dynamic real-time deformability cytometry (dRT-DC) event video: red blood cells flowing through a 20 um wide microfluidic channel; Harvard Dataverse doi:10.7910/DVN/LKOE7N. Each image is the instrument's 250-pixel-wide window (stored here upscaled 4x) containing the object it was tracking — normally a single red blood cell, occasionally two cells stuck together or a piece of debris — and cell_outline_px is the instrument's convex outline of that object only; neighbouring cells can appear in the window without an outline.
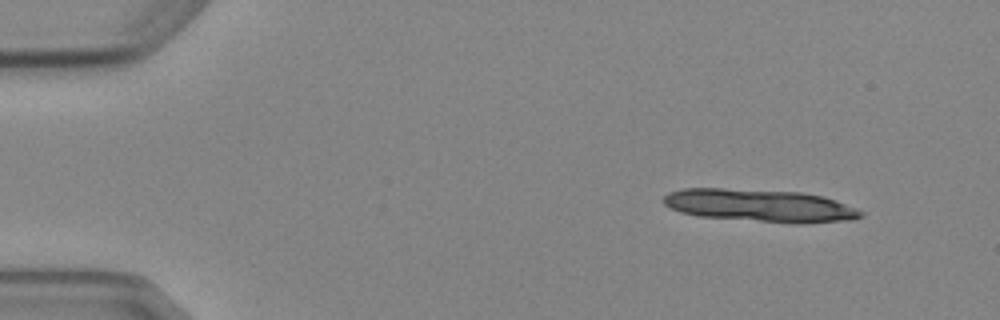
{"species": "Egyptian fruit bat (a non-hibernating species)", "species_latin": "Rousettus aegyptiacus", "temperature_condition": "cold", "stored_images_in_passage": 4, "camera_frame_rate_fps": 3000, "um_per_image_px": 0.085, "animal": {"sex": "female"}, "frame": {"image": 1, "passage_image": 1, "time_ms": 0.0, "image_size_px": [1000, 320], "cell_outline_px": [[864, 216], [852, 220], [800, 224], [700, 216], [680, 212], [668, 208], [664, 204], [664, 196], [668, 192], [684, 188], [724, 188], [800, 192], [824, 196], [836, 200], [856, 208], [864, 212]], "centroid_in_image_um": [64.62, 17.47], "position_along_channel_um": 20.4, "area_um2": 37.69}}